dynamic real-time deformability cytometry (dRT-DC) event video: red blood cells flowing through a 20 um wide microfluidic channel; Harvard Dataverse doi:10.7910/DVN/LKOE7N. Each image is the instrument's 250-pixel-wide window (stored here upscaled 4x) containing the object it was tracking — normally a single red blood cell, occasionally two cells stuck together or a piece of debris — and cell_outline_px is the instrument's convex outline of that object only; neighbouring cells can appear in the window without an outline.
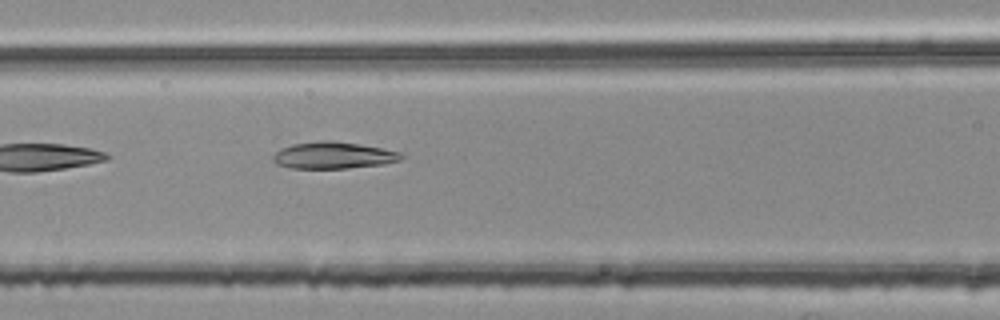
{"species": "common noctule bat (a hibernating species)", "species_latin": "Nyctalus noctula", "temperature_condition": "room temperature", "stored_images_in_passage": 6, "segment_of_instrument_passage": [2, 2], "camera_frame_rate_fps": 3000, "um_per_image_px": 0.085, "animal": {"sex": "female", "body_mass_g": 25.1}, "frame": {"image": 1, "passage_image": 6, "time_ms": 1.667, "image_size_px": [1000, 320], "cell_outline_px": [[404, 156], [400, 160], [384, 164], [348, 168], [292, 168], [276, 164], [272, 160], [272, 156], [280, 148], [292, 144], [320, 140], [332, 140], [360, 144], [384, 148], [400, 152]], "centroid_in_image_um": [28.33, 13.19], "position_along_channel_um": 138.3, "area_um2": 20.17}}